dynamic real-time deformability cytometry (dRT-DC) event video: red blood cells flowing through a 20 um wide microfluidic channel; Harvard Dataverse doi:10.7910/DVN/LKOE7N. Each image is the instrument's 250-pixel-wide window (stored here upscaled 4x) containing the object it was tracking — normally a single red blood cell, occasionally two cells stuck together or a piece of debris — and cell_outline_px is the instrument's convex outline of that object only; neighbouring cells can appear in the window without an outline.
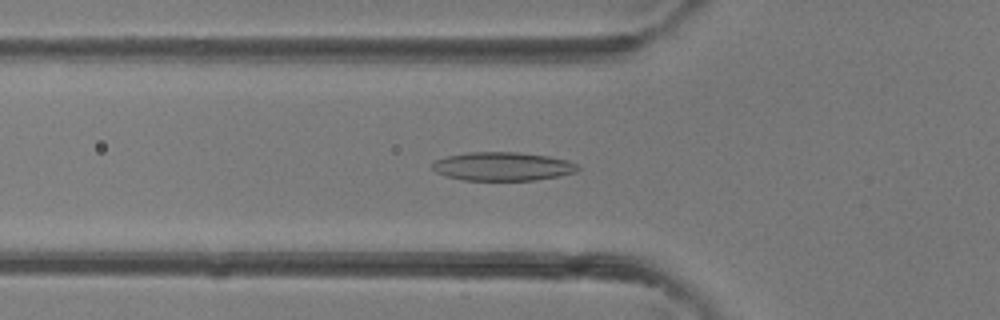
{"species": "common noctule bat (a hibernating species)", "species_latin": "Nyctalus noctula", "temperature_condition": "room temperature", "stored_images_in_passage": 41, "camera_frame_rate_fps": 3000, "um_per_image_px": 0.085, "animal": {"sex": "female"}, "frame": {"image": 1, "passage_image": 14, "time_ms": 4.333, "image_size_px": [1000, 320], "cell_outline_px": [[580, 168], [576, 172], [560, 176], [536, 180], [464, 180], [444, 176], [436, 172], [432, 168], [432, 164], [436, 160], [448, 156], [468, 152], [520, 152], [548, 156], [568, 160], [576, 164]], "centroid_in_image_um": [42.74, 14.14], "position_along_channel_um": 83.1, "area_um2": 24.33}}
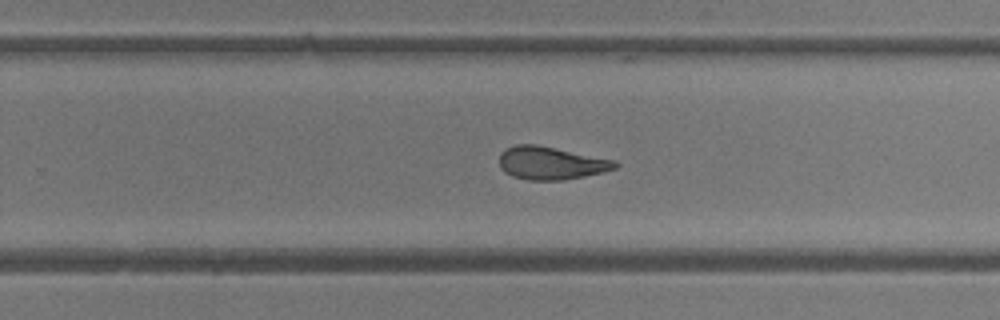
{"frame": {"image": 2, "passage_image": 26, "time_ms": 8.333, "image_size_px": [1000, 320], "cell_outline_px": [[620, 164], [616, 168], [604, 172], [564, 180], [528, 180], [512, 176], [504, 172], [500, 168], [500, 152], [504, 148], [516, 144], [536, 144], [616, 160]], "centroid_in_image_um": [46.82, 13.86], "position_along_channel_um": 283.0, "area_um2": 22.43}}
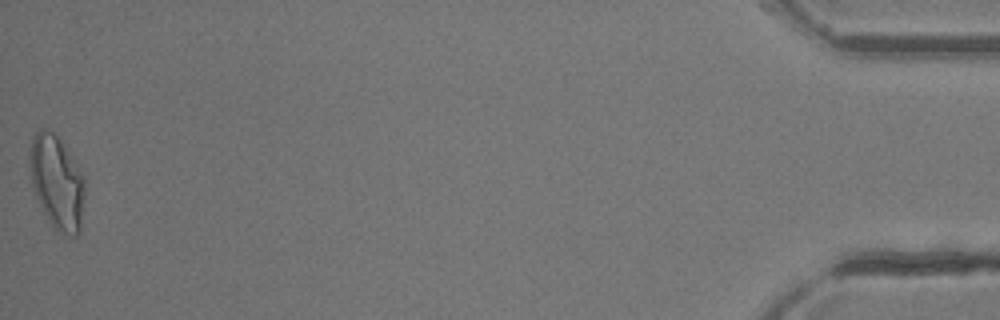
{"frame": {"image": 3, "passage_image": 41, "time_ms": 13.333, "image_size_px": [1000, 320], "cell_outline_px": [[84, 196], [80, 232], [76, 236], [68, 236], [56, 228], [52, 224], [44, 212], [36, 196], [32, 184], [28, 164], [28, 156], [32, 136], [40, 128], [44, 128], [52, 132], [60, 140], [84, 176]], "centroid_in_image_um": [4.82, 15.47], "position_along_channel_um": 430.4, "area_um2": 29.82}}